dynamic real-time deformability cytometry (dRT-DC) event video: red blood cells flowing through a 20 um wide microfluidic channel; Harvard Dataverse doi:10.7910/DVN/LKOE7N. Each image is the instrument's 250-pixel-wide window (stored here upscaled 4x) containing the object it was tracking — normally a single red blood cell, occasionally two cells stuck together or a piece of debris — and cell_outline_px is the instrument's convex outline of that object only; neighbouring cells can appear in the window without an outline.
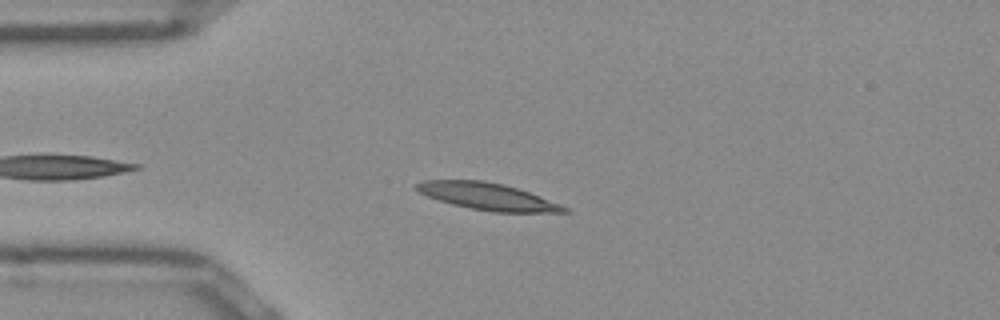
{"species": "Egyptian fruit bat (a non-hibernating species)", "species_latin": "Rousettus aegyptiacus", "temperature_condition": "room temperature", "stored_images_in_passage": 34, "camera_frame_rate_fps": 3000, "um_per_image_px": 0.085, "frame": {"image": 1, "passage_image": 4, "time_ms": 1.0, "image_size_px": [1000, 320], "cell_outline_px": [[572, 212], [496, 212], [472, 208], [452, 204], [428, 196], [420, 192], [416, 188], [416, 184], [424, 180], [484, 180], [504, 184], [528, 192], [560, 204], [568, 208]], "centroid_in_image_um": [41.46, 16.69], "position_along_channel_um": 43.5, "area_um2": 22.77}}
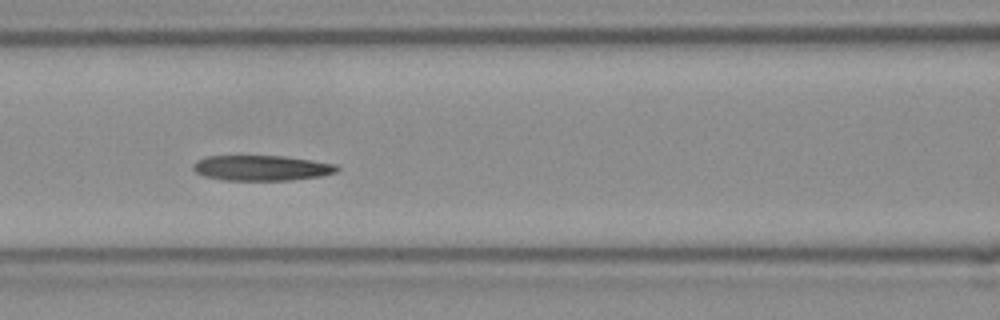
{"frame": {"image": 2, "passage_image": 13, "time_ms": 4.0, "image_size_px": [1000, 320], "cell_outline_px": [[340, 168], [336, 172], [324, 176], [292, 180], [224, 180], [204, 176], [196, 172], [192, 168], [192, 164], [196, 160], [204, 156], [284, 156], [312, 160], [336, 164]], "centroid_in_image_um": [22.24, 14.27], "position_along_channel_um": 144.4, "area_um2": 21.44}}
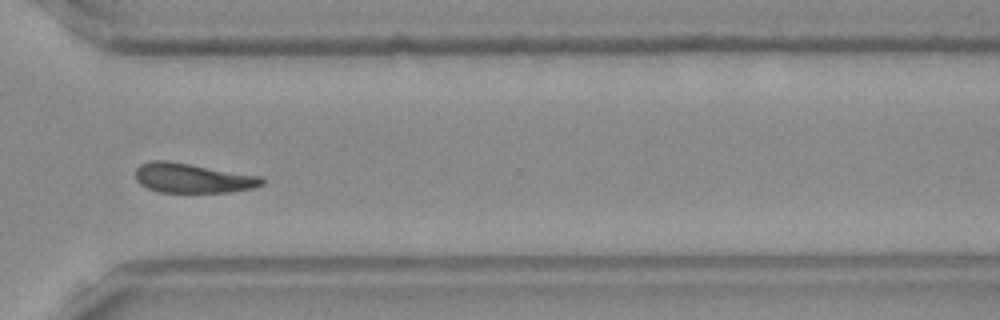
{"frame": {"image": 3, "passage_image": 29, "time_ms": 9.333, "image_size_px": [1000, 320], "cell_outline_px": [[264, 184], [252, 188], [228, 192], [160, 192], [148, 188], [140, 184], [136, 180], [136, 168], [140, 164], [148, 160], [164, 160], [260, 176], [264, 180]], "centroid_in_image_um": [16.33, 15.14], "position_along_channel_um": 354.3, "area_um2": 21.56}, "authors_computed_cell_mechanics": {"area_um2": 21.9929, "velocity_mm_per_s": 3.9401, "shape_relaxation_time_tau1_ms": null, "shape_relaxation_time_tau2_ms": 2.1723, "deformation_change_tau1": null, "deformation_change_tau2": 0.1062}}